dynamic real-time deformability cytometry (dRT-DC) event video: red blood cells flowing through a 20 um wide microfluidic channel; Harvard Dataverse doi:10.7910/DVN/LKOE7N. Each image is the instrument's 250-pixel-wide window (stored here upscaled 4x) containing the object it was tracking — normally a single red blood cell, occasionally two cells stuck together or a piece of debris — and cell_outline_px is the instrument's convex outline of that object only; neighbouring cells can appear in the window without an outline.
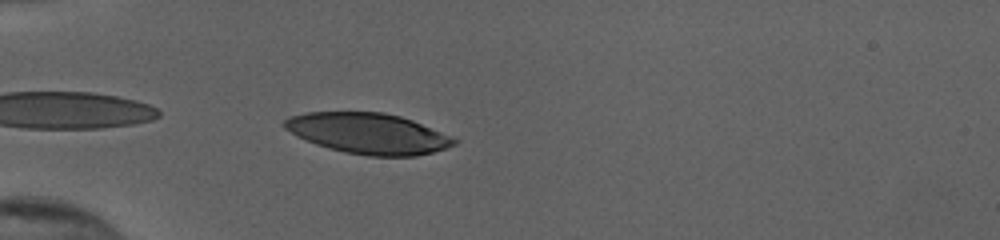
{"species": "human", "species_latin": "Homo sapiens", "temperature_condition": "cold", "stored_images_in_passage": 39, "camera_frame_rate_fps": 3000, "um_per_image_px": 0.085, "donor": {"sex": "female"}, "frame": {"image": 1, "passage_image": 2, "time_ms": 0.333, "image_size_px": [1000, 240], "cell_outline_px": [[460, 140], [456, 144], [432, 152], [416, 156], [368, 156], [344, 152], [328, 148], [316, 144], [296, 136], [284, 128], [284, 120], [288, 116], [308, 112], [384, 112], [400, 116], [412, 120], [452, 136]], "centroid_in_image_um": [31.3, 11.34], "position_along_channel_um": 53.7, "area_um2": 40.29}}
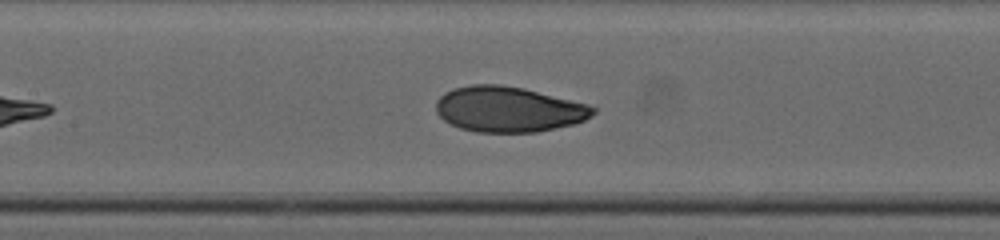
{"frame": {"image": 2, "passage_image": 12, "time_ms": 3.667, "image_size_px": [1000, 240], "cell_outline_px": [[596, 112], [592, 116], [584, 120], [572, 124], [536, 132], [476, 132], [460, 128], [444, 120], [436, 112], [436, 100], [444, 92], [452, 88], [472, 84], [500, 84], [524, 88], [588, 104], [596, 108]], "centroid_in_image_um": [43.21, 9.28], "position_along_channel_um": 164.2, "area_um2": 41.67}}
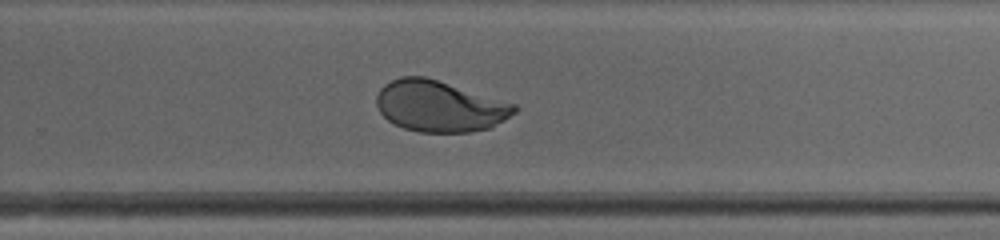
{"frame": {"image": 3, "passage_image": 22, "time_ms": 7.0, "image_size_px": [1000, 240], "cell_outline_px": [[520, 108], [516, 112], [492, 128], [472, 132], [420, 132], [404, 128], [388, 120], [380, 112], [376, 104], [376, 96], [380, 88], [384, 84], [400, 76], [424, 76], [516, 104]], "centroid_in_image_um": [37.38, 9.03], "position_along_channel_um": 292.4, "area_um2": 41.1}, "authors_computed_cell_mechanics": {"area_um2": 41.905, "velocity_mm_per_s": 3.8709, "shape_relaxation_time_tau1_ms": 3.8582, "shape_relaxation_time_tau2_ms": null, "deformation_change_tau1": 0.1761, "deformation_change_tau2": null}}